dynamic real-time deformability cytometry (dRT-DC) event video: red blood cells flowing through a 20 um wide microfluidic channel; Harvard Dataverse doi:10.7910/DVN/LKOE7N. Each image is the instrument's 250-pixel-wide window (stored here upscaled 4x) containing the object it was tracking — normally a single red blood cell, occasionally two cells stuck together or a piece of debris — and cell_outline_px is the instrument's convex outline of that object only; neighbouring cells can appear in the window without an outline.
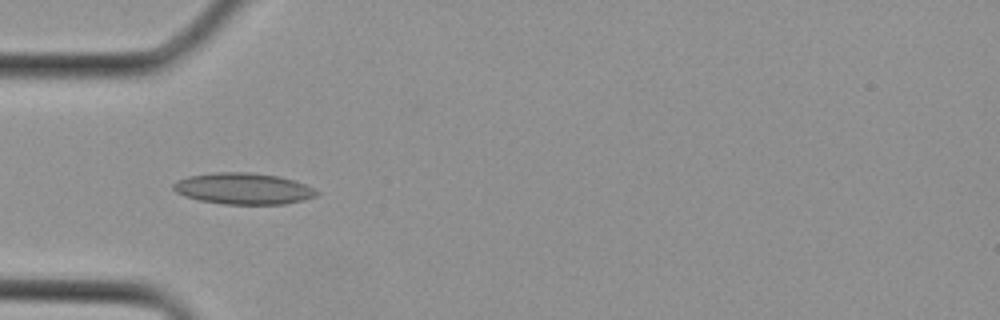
{"species": "Egyptian fruit bat (a non-hibernating species)", "species_latin": "Rousettus aegyptiacus", "temperature_condition": "cold", "stored_images_in_passage": 2, "camera_frame_rate_fps": 3000, "um_per_image_px": 0.085, "animal": {"sex": "female"}, "frame": {"image": 1, "passage_image": 2, "time_ms": 0.333, "image_size_px": [1000, 320], "cell_outline_px": [[320, 192], [316, 196], [304, 200], [284, 204], [224, 204], [200, 200], [184, 196], [176, 192], [172, 188], [172, 184], [176, 180], [188, 176], [216, 172], [248, 172], [280, 176], [304, 184]], "centroid_in_image_um": [20.66, 16.03], "position_along_channel_um": 64.3, "area_um2": 26.18}}